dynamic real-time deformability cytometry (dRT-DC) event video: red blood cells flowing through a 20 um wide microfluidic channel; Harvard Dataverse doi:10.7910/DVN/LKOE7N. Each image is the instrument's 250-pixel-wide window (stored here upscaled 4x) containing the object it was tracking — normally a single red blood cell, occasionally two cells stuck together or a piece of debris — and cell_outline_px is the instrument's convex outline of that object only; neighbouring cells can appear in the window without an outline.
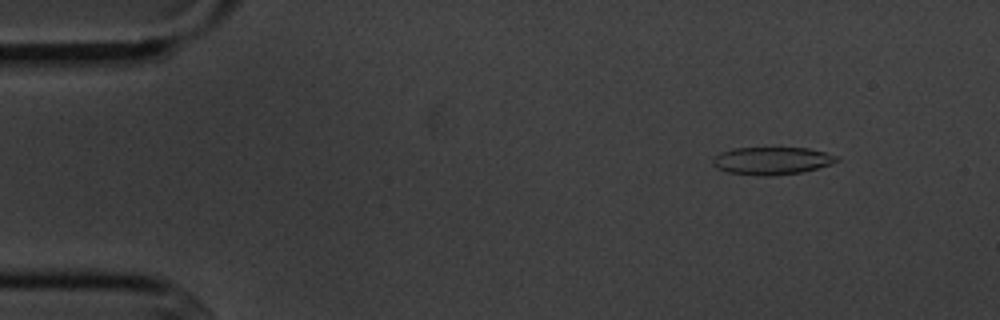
{"species": "common noctule bat (a hibernating species)", "species_latin": "Nyctalus noctula", "temperature_condition": "cold", "stored_images_in_passage": 4, "camera_frame_rate_fps": 3000, "um_per_image_px": 0.085, "animal": {"sex": "male", "body_mass_g": 20.1, "forearm_length_mm": 53.5}, "frame": {"image": 1, "passage_image": 1, "time_ms": 0.0, "image_size_px": [1000, 320], "cell_outline_px": [[840, 160], [816, 168], [800, 172], [768, 176], [764, 176], [728, 172], [716, 168], [712, 164], [712, 156], [720, 152], [732, 148], [808, 148], [840, 156]], "centroid_in_image_um": [65.56, 13.65], "position_along_channel_um": 19.4, "area_um2": 19.88}}
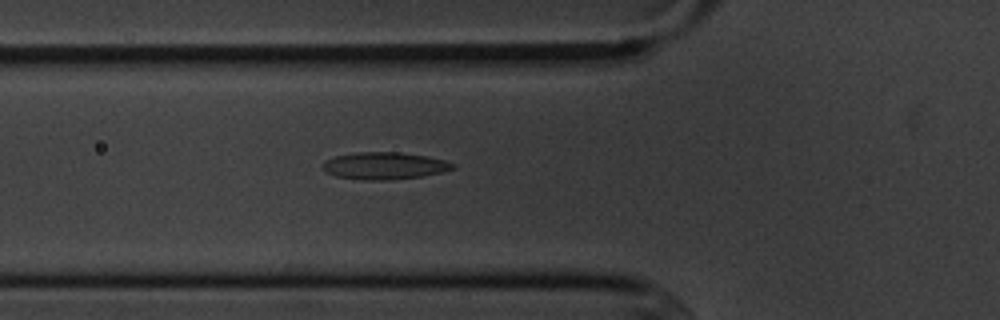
{"frame": {"image": 2, "passage_image": 4, "time_ms": 4.333, "image_size_px": [1000, 320], "cell_outline_px": [[456, 168], [440, 172], [420, 176], [392, 180], [364, 180], [336, 176], [324, 172], [320, 168], [320, 164], [324, 160], [336, 156], [356, 152], [400, 152], [428, 156], [444, 160], [456, 164]], "centroid_in_image_um": [32.62, 14.09], "position_along_channel_um": 93.2, "area_um2": 20.81}}